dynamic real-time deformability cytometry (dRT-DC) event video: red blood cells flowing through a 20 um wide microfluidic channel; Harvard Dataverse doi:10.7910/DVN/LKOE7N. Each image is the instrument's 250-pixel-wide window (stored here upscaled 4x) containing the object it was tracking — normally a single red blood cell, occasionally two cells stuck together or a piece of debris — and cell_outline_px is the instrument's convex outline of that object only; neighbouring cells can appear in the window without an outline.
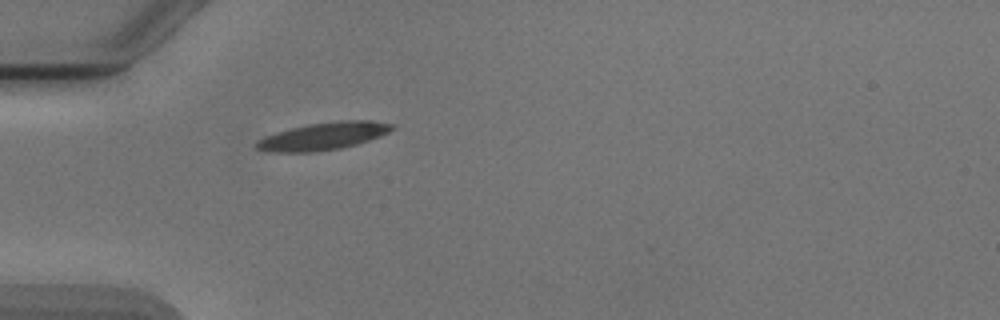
{"species": "Egyptian fruit bat (a non-hibernating species)", "species_latin": "Rousettus aegyptiacus", "temperature_condition": "cold", "stored_images_in_passage": 1, "camera_frame_rate_fps": 3000, "um_per_image_px": 0.085, "animal": {"sex": "male"}, "frame": {"image": 1, "passage_image": 1, "time_ms": 0.0, "image_size_px": [1000, 320], "cell_outline_px": [[396, 128], [380, 136], [356, 144], [340, 148], [312, 152], [272, 152], [256, 148], [256, 140], [276, 132], [308, 124], [340, 120], [372, 120], [392, 124]], "centroid_in_image_um": [27.49, 11.56], "position_along_channel_um": 57.5, "area_um2": 21.56}}